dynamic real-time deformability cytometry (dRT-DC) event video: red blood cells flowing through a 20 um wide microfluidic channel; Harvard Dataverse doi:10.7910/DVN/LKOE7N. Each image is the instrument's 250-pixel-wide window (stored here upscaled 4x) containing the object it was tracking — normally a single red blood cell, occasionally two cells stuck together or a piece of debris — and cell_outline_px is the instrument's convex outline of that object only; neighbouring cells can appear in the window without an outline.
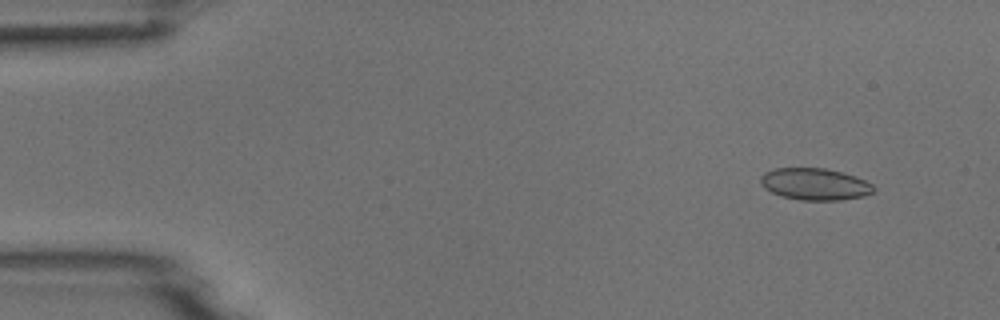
{"species": "common noctule bat (a hibernating species)", "species_latin": "Nyctalus noctula", "temperature_condition": "room temperature", "stored_images_in_passage": 4, "camera_frame_rate_fps": 3000, "um_per_image_px": 0.085, "animal": {"sex": "male", "body_mass_g": 18.8}, "frame": {"image": 1, "passage_image": 2, "time_ms": 1.0, "image_size_px": [1000, 320], "cell_outline_px": [[876, 188], [872, 192], [864, 196], [840, 200], [800, 200], [780, 196], [764, 188], [760, 184], [760, 176], [764, 172], [776, 168], [824, 168], [856, 176], [872, 184]], "centroid_in_image_um": [69.24, 15.65], "position_along_channel_um": 15.8, "area_um2": 21.04}}
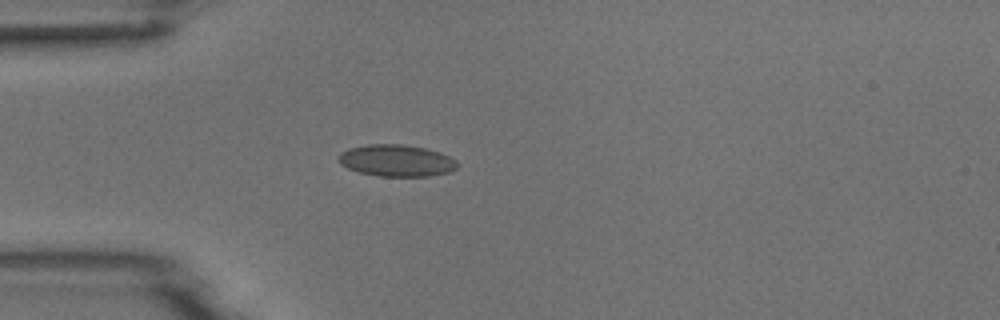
{"frame": {"image": 2, "passage_image": 4, "time_ms": 4.333, "image_size_px": [1000, 320], "cell_outline_px": [[460, 164], [456, 168], [448, 172], [428, 176], [376, 176], [360, 172], [348, 168], [340, 164], [336, 160], [336, 156], [340, 152], [348, 148], [368, 144], [404, 144], [424, 148], [440, 152], [456, 160]], "centroid_in_image_um": [33.66, 13.64], "position_along_channel_um": 51.3, "area_um2": 22.2}}